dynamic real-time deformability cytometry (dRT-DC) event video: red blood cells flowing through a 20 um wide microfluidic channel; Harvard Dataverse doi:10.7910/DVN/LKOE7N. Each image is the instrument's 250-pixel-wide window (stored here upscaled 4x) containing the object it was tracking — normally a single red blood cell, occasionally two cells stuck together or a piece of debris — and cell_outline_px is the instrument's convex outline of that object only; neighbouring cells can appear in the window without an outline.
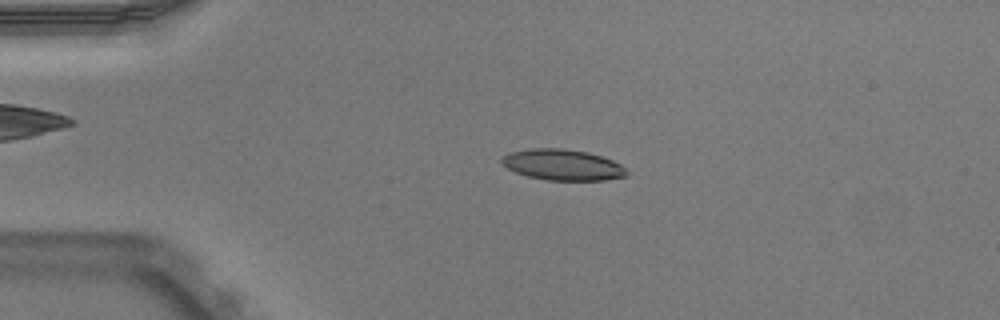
{"species": "Egyptian fruit bat (a non-hibernating species)", "species_latin": "Rousettus aegyptiacus", "temperature_condition": "warm", "stored_images_in_passage": 51, "camera_frame_rate_fps": 3000, "um_per_image_px": 0.085, "animal": {"sex": "male"}, "frame": {"image": 1, "passage_image": 11, "time_ms": 3.333, "image_size_px": [1000, 320], "cell_outline_px": [[628, 176], [604, 180], [548, 180], [528, 176], [516, 172], [500, 164], [500, 160], [508, 152], [528, 148], [564, 148], [588, 152], [612, 160], [620, 164], [628, 172]], "centroid_in_image_um": [47.8, 14.0], "position_along_channel_um": 37.2, "area_um2": 22.6}}
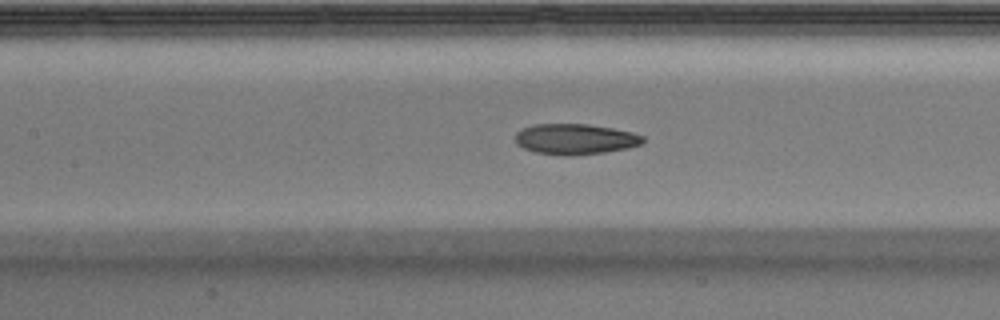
{"frame": {"image": 2, "passage_image": 23, "time_ms": 7.333, "image_size_px": [1000, 320], "cell_outline_px": [[644, 140], [640, 144], [628, 148], [604, 152], [560, 156], [536, 152], [524, 148], [516, 144], [516, 132], [524, 128], [536, 124], [588, 124], [612, 128], [632, 132], [644, 136]], "centroid_in_image_um": [48.89, 11.82], "position_along_channel_um": 158.5, "area_um2": 22.6}}
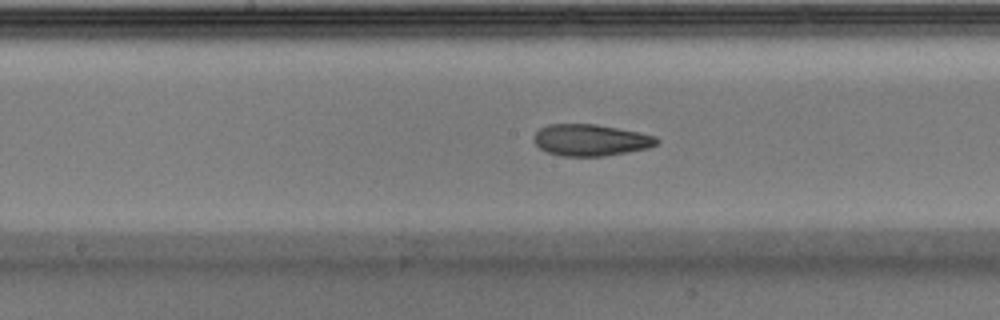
{"frame": {"image": 3, "passage_image": 26, "time_ms": 8.333, "image_size_px": [1000, 320], "cell_outline_px": [[660, 140], [656, 144], [648, 148], [628, 152], [604, 156], [560, 156], [548, 152], [540, 148], [532, 140], [532, 136], [540, 128], [548, 124], [596, 124], [656, 136]], "centroid_in_image_um": [50.17, 11.91], "position_along_channel_um": 198.0, "area_um2": 22.6}, "authors_computed_cell_mechanics": {"area_um2": 22.8888, "velocity_mm_per_s": 3.9566, "shape_relaxation_time_tau1_ms": null, "shape_relaxation_time_tau2_ms": 2.3102, "deformation_change_tau1": null, "deformation_change_tau2": 0.0941}}